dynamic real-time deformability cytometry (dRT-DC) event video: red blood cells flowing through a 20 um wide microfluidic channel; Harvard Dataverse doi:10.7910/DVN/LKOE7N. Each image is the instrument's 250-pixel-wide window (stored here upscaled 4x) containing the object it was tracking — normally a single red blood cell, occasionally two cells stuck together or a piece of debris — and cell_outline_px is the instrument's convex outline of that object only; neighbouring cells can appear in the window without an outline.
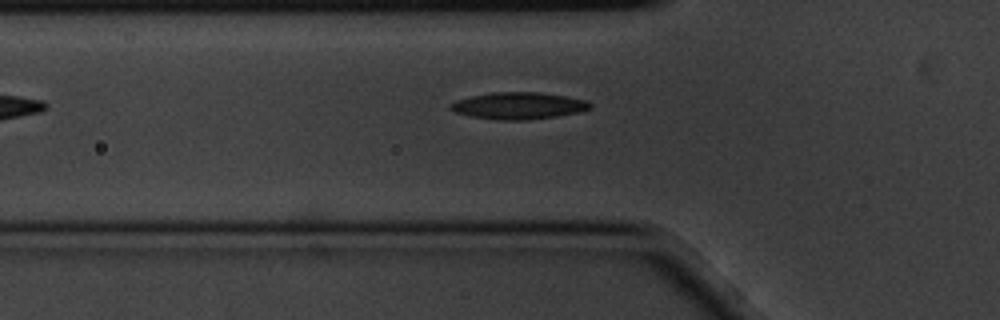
{"species": "common noctule bat (a hibernating species)", "species_latin": "Nyctalus noctula", "temperature_condition": "cold", "stored_images_in_passage": 4, "camera_frame_rate_fps": 3000, "um_per_image_px": 0.085, "animal": {"sex": "male", "body_mass_g": 20.1, "forearm_length_mm": 53.5}, "frame": {"image": 1, "passage_image": 4, "time_ms": 1.0, "image_size_px": [1000, 320], "cell_outline_px": [[592, 108], [580, 112], [556, 116], [528, 120], [496, 120], [468, 116], [456, 112], [448, 108], [448, 104], [456, 100], [472, 96], [492, 92], [540, 92], [588, 100], [592, 104]], "centroid_in_image_um": [44.07, 8.99], "position_along_channel_um": 81.7, "area_um2": 22.08}}